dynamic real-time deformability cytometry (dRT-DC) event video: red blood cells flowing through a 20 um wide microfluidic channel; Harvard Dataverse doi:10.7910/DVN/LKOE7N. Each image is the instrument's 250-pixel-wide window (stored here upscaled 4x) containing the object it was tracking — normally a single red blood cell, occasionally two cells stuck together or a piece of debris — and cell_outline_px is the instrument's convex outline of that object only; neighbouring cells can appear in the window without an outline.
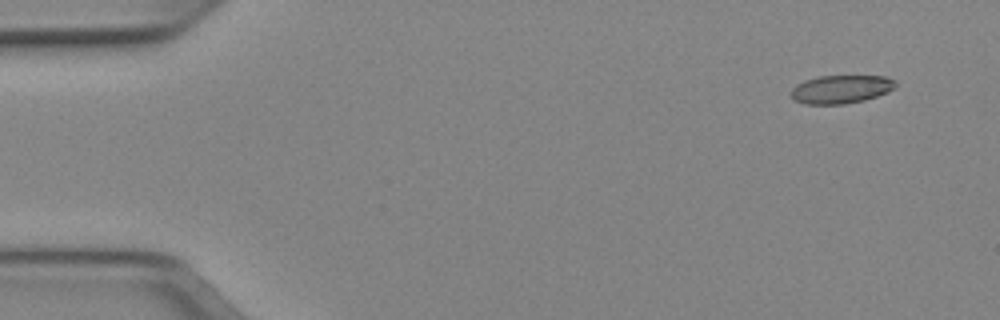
{"species": "Egyptian fruit bat (a non-hibernating species)", "species_latin": "Rousettus aegyptiacus", "temperature_condition": "cold", "stored_images_in_passage": 48, "camera_frame_rate_fps": 3000, "um_per_image_px": 0.085, "animal": {"sex": "female"}, "frame": {"image": 1, "passage_image": 1, "time_ms": 0.0, "image_size_px": [1000, 320], "cell_outline_px": [[896, 88], [888, 92], [864, 100], [844, 104], [804, 104], [792, 100], [788, 92], [796, 84], [804, 80], [820, 76], [884, 76], [896, 80]], "centroid_in_image_um": [71.44, 7.59], "position_along_channel_um": 13.6, "area_um2": 17.51}}
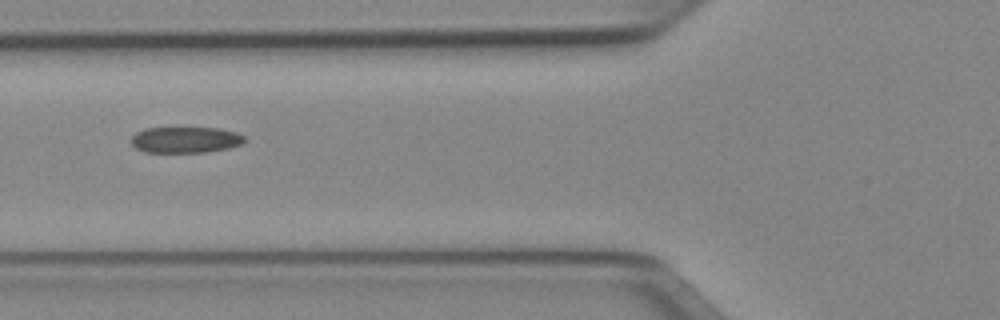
{"frame": {"image": 2, "passage_image": 17, "time_ms": 5.333, "image_size_px": [1000, 320], "cell_outline_px": [[244, 140], [240, 144], [228, 148], [204, 152], [144, 152], [136, 148], [132, 144], [132, 136], [136, 132], [144, 128], [220, 128], [236, 132], [244, 136]], "centroid_in_image_um": [15.74, 11.88], "position_along_channel_um": 110.1, "area_um2": 17.11}}
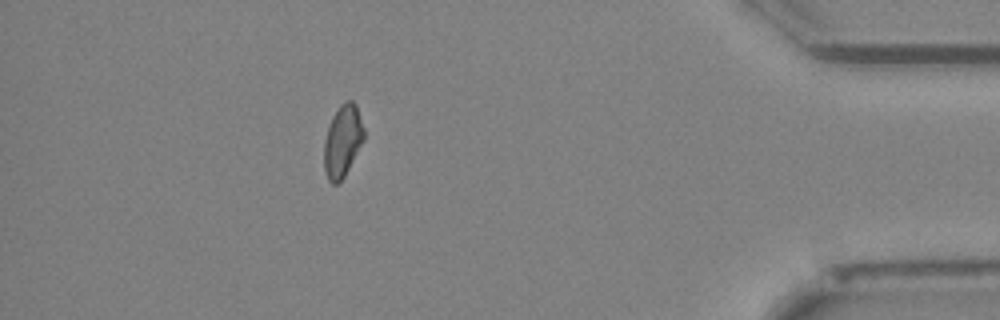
{"frame": {"image": 3, "passage_image": 43, "time_ms": 14.0, "image_size_px": [1000, 320], "cell_outline_px": [[364, 140], [344, 176], [336, 184], [332, 184], [328, 180], [324, 172], [324, 140], [332, 116], [340, 104], [344, 100], [352, 100], [356, 104], [364, 128]], "centroid_in_image_um": [29.11, 11.96], "position_along_channel_um": 406.1, "area_um2": 16.76}, "authors_computed_cell_mechanics": {"area_um2": 17.6868, "velocity_mm_per_s": 3.9568, "shape_relaxation_time_tau1_ms": null, "shape_relaxation_time_tau2_ms": 4.2751, "deformation_change_tau1": null, "deformation_change_tau2": 0.1058}}